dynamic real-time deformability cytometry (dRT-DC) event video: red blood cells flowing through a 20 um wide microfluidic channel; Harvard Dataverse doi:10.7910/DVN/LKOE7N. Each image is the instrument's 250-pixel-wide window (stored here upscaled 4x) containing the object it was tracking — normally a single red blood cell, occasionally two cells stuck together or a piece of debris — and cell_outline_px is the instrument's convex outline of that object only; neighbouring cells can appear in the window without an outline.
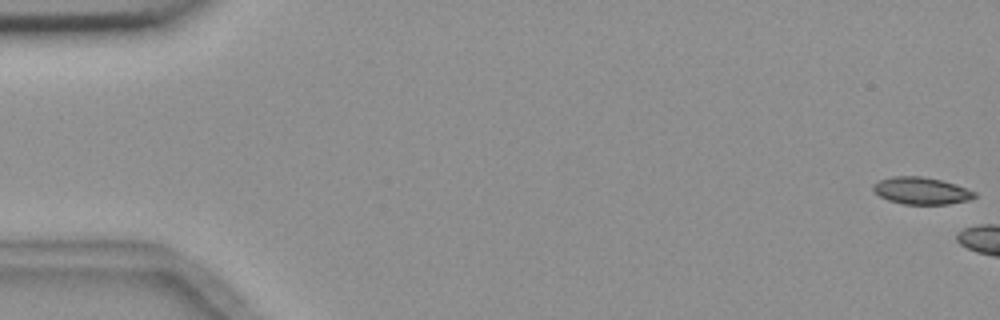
{"species": "common noctule bat (a hibernating species)", "species_latin": "Nyctalus noctula", "temperature_condition": "room temperature", "stored_images_in_passage": 7, "camera_frame_rate_fps": 3000, "um_per_image_px": 0.085, "animal": {"sex": "female", "body_mass_g": 18.4}, "frame": {"image": 1, "passage_image": 1, "time_ms": 0.0, "image_size_px": [1000, 320], "cell_outline_px": [[976, 196], [968, 200], [948, 204], [904, 204], [888, 200], [880, 196], [872, 188], [872, 184], [880, 180], [892, 176], [920, 176], [940, 180], [976, 192]], "centroid_in_image_um": [78.27, 16.21], "position_along_channel_um": 6.7, "area_um2": 15.72}}